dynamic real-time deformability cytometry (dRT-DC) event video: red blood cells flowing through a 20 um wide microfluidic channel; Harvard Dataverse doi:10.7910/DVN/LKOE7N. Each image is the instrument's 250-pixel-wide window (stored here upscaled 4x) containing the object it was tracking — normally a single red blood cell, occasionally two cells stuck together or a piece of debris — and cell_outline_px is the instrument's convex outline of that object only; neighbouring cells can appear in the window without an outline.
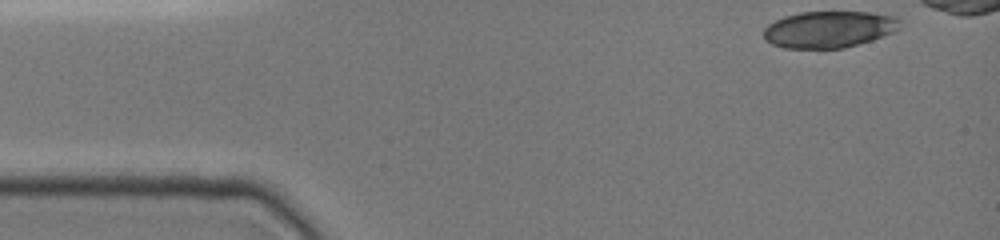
{"species": "common noctule bat (a hibernating species)", "species_latin": "Nyctalus noctula", "temperature_condition": "cold", "stored_images_in_passage": 26, "camera_frame_rate_fps": 3000, "um_per_image_px": 0.085, "animal": {"sex": "female", "body_mass_g": 19.0, "forearm_length_mm": 51.5}, "frame": {"image": 1, "passage_image": 1, "time_ms": 0.0, "image_size_px": [1000, 240], "cell_outline_px": [[900, 28], [896, 32], [872, 40], [844, 48], [784, 48], [772, 44], [764, 40], [764, 28], [768, 24], [784, 16], [800, 12], [868, 12], [896, 16], [900, 20]], "centroid_in_image_um": [70.48, 2.49], "position_along_channel_um": 14.5, "area_um2": 29.3}}